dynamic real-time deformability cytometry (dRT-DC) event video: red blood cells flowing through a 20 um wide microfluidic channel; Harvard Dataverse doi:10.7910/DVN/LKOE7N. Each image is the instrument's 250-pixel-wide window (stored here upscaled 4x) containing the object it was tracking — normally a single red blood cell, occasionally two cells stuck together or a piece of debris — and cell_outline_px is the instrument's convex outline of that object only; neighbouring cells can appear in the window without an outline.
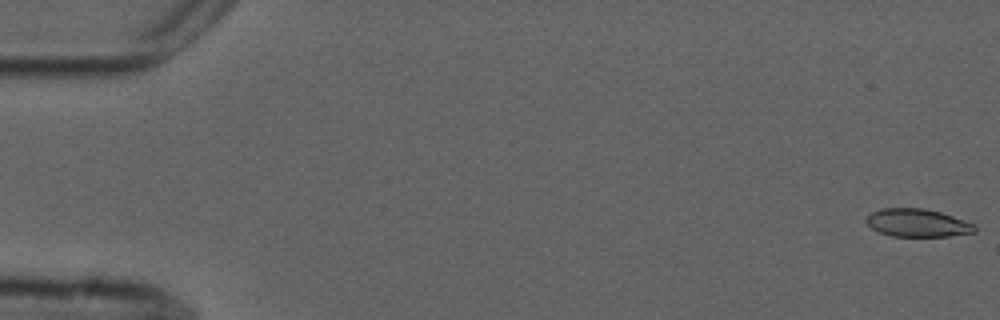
{"species": "common noctule bat (a hibernating species)", "species_latin": "Nyctalus noctula", "temperature_condition": "cold", "stored_images_in_passage": 55, "camera_frame_rate_fps": 3000, "um_per_image_px": 0.085, "animal": {"sex": "male", "forearm_length_mm": 52.5}, "frame": {"image": 1, "passage_image": 1, "time_ms": 0.0, "image_size_px": [1000, 320], "cell_outline_px": [[976, 232], [948, 236], [892, 236], [880, 232], [872, 228], [864, 220], [872, 212], [884, 208], [924, 208], [940, 212], [976, 224]], "centroid_in_image_um": [78.0, 18.94], "position_along_channel_um": 7.0, "area_um2": 17.57}}
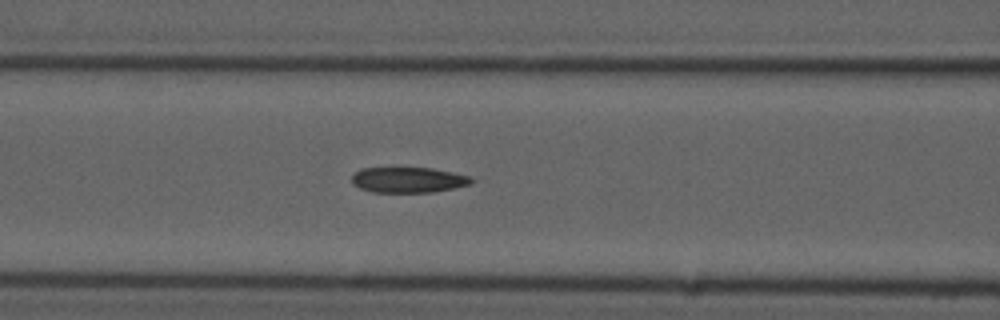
{"frame": {"image": 2, "passage_image": 23, "time_ms": 7.333, "image_size_px": [1000, 320], "cell_outline_px": [[484, 180], [472, 184], [456, 188], [432, 192], [372, 192], [360, 188], [352, 184], [352, 176], [360, 168], [432, 168], [472, 176]], "centroid_in_image_um": [34.83, 15.29], "position_along_channel_um": 131.8, "area_um2": 18.21}}
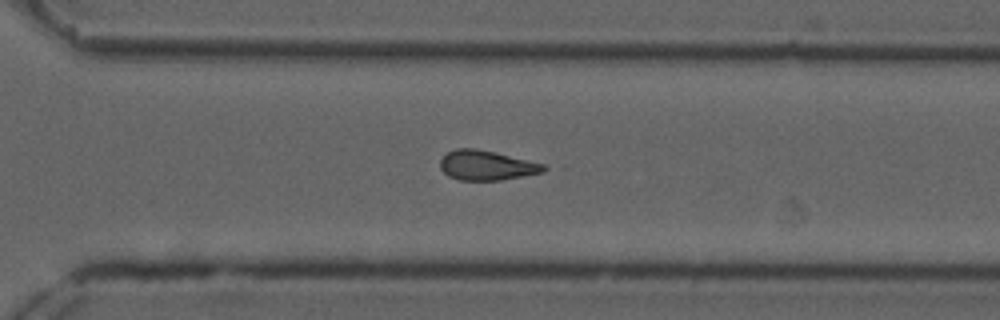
{"frame": {"image": 3, "passage_image": 39, "time_ms": 12.667, "image_size_px": [1000, 320], "cell_outline_px": [[552, 168], [544, 172], [500, 180], [460, 180], [448, 176], [440, 168], [440, 160], [448, 152], [456, 148], [476, 148], [496, 152], [544, 164]], "centroid_in_image_um": [41.39, 14.05], "position_along_channel_um": 329.2, "area_um2": 18.03}, "authors_computed_cell_mechanics": {"area_um2": 18.207, "velocity_mm_per_s": 3.7095, "shape_relaxation_time_tau1_ms": null, "shape_relaxation_time_tau2_ms": 7.7091, "deformation_change_tau1": null, "deformation_change_tau2": 0.1515}}